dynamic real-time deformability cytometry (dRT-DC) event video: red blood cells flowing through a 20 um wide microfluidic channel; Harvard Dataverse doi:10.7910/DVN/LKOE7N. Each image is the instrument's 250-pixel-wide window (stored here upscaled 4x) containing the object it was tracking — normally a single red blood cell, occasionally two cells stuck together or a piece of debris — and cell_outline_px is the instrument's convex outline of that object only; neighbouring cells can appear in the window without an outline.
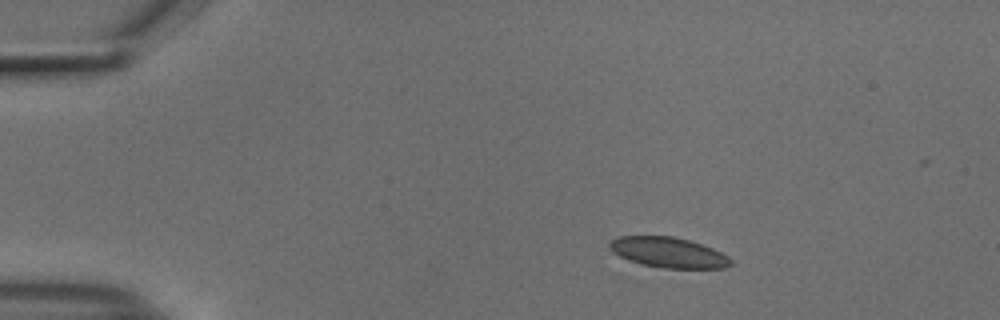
{"species": "common noctule bat (a hibernating species)", "species_latin": "Nyctalus noctula", "temperature_condition": "cold", "stored_images_in_passage": 40, "camera_frame_rate_fps": 3000, "um_per_image_px": 0.085, "animal": {"sex": "male", "body_mass_g": 18.8}, "frame": {"image": 1, "passage_image": 2, "time_ms": 0.333, "image_size_px": [1000, 320], "cell_outline_px": [[732, 264], [724, 268], [664, 268], [640, 264], [628, 260], [612, 252], [608, 244], [612, 240], [620, 236], [672, 236], [688, 240], [712, 248], [728, 256], [732, 260]], "centroid_in_image_um": [56.8, 21.46], "position_along_channel_um": 28.2, "area_um2": 21.33}}
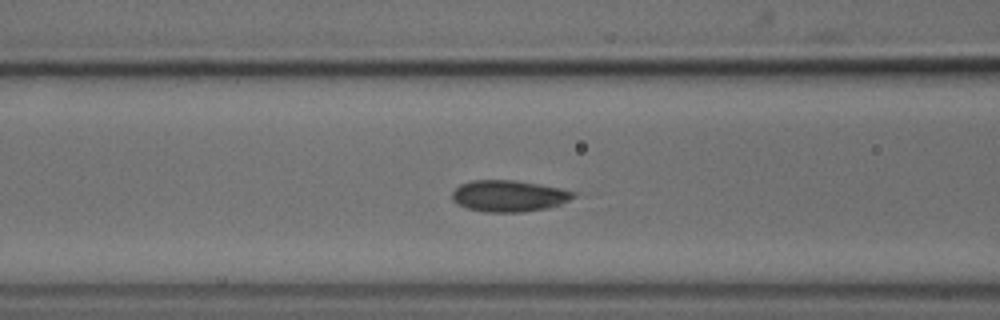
{"frame": {"image": 2, "passage_image": 15, "time_ms": 4.667, "image_size_px": [1000, 320], "cell_outline_px": [[576, 196], [560, 204], [548, 208], [520, 212], [484, 212], [468, 208], [452, 200], [452, 192], [460, 184], [472, 180], [516, 180], [540, 184], [560, 188], [576, 192]], "centroid_in_image_um": [43.26, 16.65], "position_along_channel_um": 123.3, "area_um2": 22.2}}
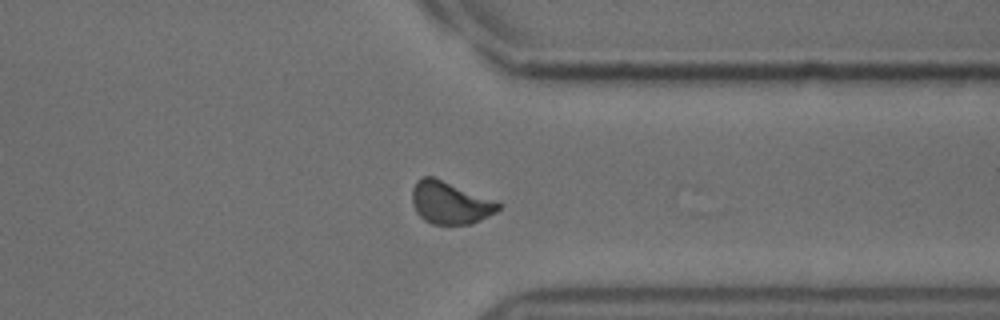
{"frame": {"image": 3, "passage_image": 35, "time_ms": 11.333, "image_size_px": [1000, 320], "cell_outline_px": [[500, 208], [496, 212], [472, 224], [432, 224], [424, 220], [416, 212], [412, 204], [412, 188], [416, 180], [424, 176], [432, 176], [500, 204]], "centroid_in_image_um": [38.18, 17.25], "position_along_channel_um": 373.2, "area_um2": 20.81}, "authors_computed_cell_mechanics": {"area_um2": 21.5016, "velocity_mm_per_s": 3.7573, "shape_relaxation_time_tau1_ms": 9.9872, "shape_relaxation_time_tau2_ms": 2.1544, "deformation_change_tau1": 0.1271, "deformation_change_tau2": 0.0496}}